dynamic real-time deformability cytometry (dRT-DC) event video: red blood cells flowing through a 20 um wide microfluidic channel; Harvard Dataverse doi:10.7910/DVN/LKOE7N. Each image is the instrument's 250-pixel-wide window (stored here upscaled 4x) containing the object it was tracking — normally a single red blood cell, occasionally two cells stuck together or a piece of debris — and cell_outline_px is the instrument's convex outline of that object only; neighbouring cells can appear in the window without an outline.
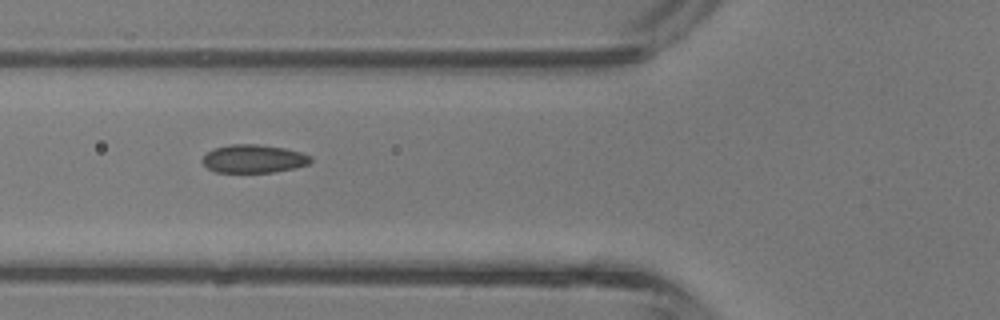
{"species": "common noctule bat (a hibernating species)", "species_latin": "Nyctalus noctula", "temperature_condition": "room temperature", "stored_images_in_passage": 7, "camera_frame_rate_fps": 3000, "um_per_image_px": 0.085, "animal": {"sex": "male", "body_mass_g": 13.3}, "frame": {"image": 1, "passage_image": 6, "time_ms": 1.667, "image_size_px": [1000, 320], "cell_outline_px": [[312, 160], [308, 164], [296, 168], [272, 172], [216, 172], [208, 168], [200, 160], [212, 148], [232, 144], [256, 144], [284, 148], [300, 152], [312, 156]], "centroid_in_image_um": [21.55, 13.49], "position_along_channel_um": 104.2, "area_um2": 17.8}}
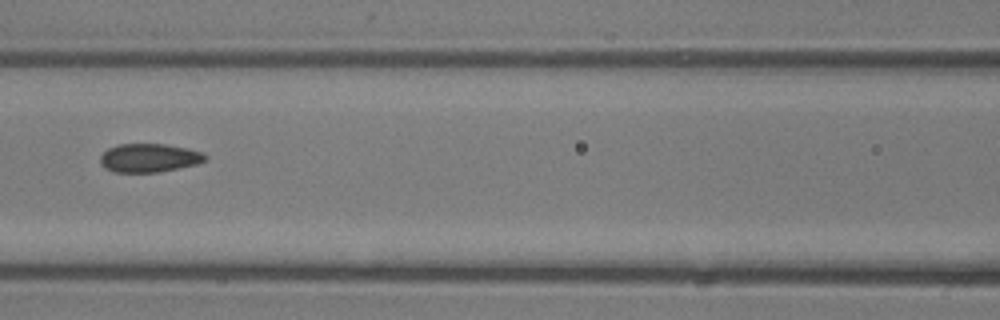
{"frame": {"image": 2, "passage_image": 7, "time_ms": 2.0, "image_size_px": [1000, 320], "cell_outline_px": [[208, 156], [204, 160], [196, 164], [160, 172], [112, 172], [104, 168], [100, 164], [100, 156], [108, 148], [120, 144], [164, 144], [188, 148], [204, 152]], "centroid_in_image_um": [12.67, 13.42], "position_along_channel_um": 153.9, "area_um2": 17.57}}